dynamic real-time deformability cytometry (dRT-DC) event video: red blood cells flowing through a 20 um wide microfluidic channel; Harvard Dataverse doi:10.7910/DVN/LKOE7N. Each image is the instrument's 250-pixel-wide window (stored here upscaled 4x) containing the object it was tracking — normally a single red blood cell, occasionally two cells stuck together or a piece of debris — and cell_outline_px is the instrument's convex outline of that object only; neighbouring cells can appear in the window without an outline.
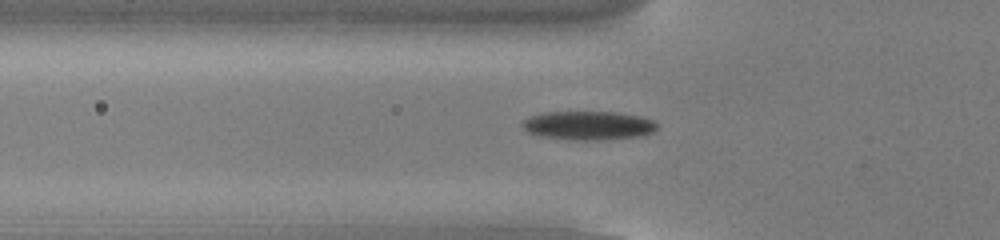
{"species": "common noctule bat (a hibernating species)", "species_latin": "Nyctalus noctula", "temperature_condition": "cold", "stored_images_in_passage": 53, "camera_frame_rate_fps": 3000, "um_per_image_px": 0.085, "animal": {"sex": "male", "body_mass_g": 13.0, "forearm_length_mm": 53.1}, "frame": {"image": 1, "passage_image": 18, "time_ms": 5.667, "image_size_px": [1000, 240], "cell_outline_px": [[656, 128], [652, 132], [640, 136], [600, 140], [572, 140], [540, 136], [528, 132], [520, 124], [524, 120], [532, 116], [544, 112], [616, 112], [640, 116], [652, 120], [656, 124]], "centroid_in_image_um": [49.99, 10.67], "position_along_channel_um": 75.8, "area_um2": 22.48}}
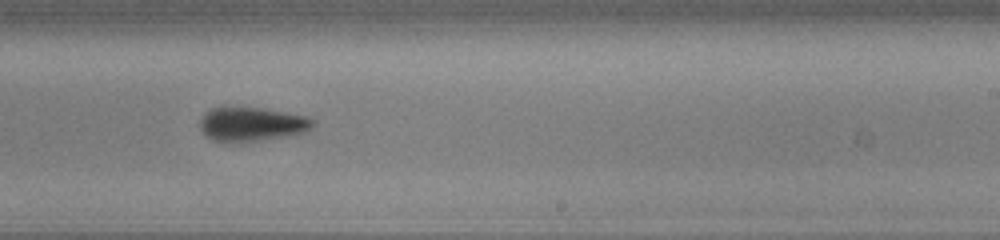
{"frame": {"image": 2, "passage_image": 33, "time_ms": 10.667, "image_size_px": [1000, 240], "cell_outline_px": [[316, 124], [300, 132], [288, 136], [236, 144], [212, 140], [200, 128], [200, 120], [204, 112], [212, 108], [224, 104], [264, 108], [308, 116], [316, 120]], "centroid_in_image_um": [21.34, 10.52], "position_along_channel_um": 267.7, "area_um2": 23.29}}
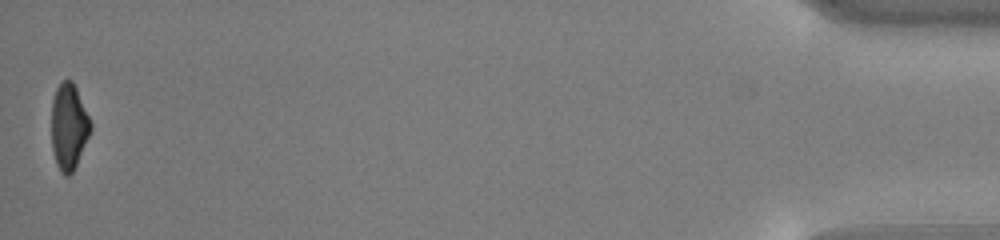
{"frame": {"image": 3, "passage_image": 53, "time_ms": 17.333, "image_size_px": [1000, 240], "cell_outline_px": [[92, 128], [76, 164], [72, 172], [68, 176], [64, 176], [60, 172], [56, 164], [52, 152], [52, 100], [56, 88], [64, 80], [72, 80], [76, 88], [92, 124]], "centroid_in_image_um": [5.83, 10.78], "position_along_channel_um": 429.4, "area_um2": 19.42}, "authors_computed_cell_mechanics": {"area_um2": 21.2704, "velocity_mm_per_s": 3.8382, "shape_relaxation_time_tau1_ms": 2.7853, "shape_relaxation_time_tau2_ms": 10.1778, "deformation_change_tau1": 0.1223, "deformation_change_tau2": 0.188}}